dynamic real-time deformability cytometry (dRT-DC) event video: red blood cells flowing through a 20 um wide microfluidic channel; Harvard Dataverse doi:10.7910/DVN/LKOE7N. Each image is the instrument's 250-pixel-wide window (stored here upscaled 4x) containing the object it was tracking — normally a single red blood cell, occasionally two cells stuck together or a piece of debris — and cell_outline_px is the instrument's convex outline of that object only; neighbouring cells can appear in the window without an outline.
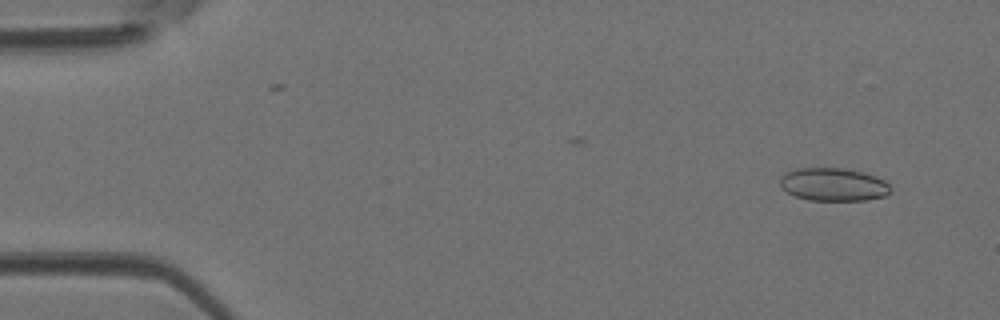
{"species": "Egyptian fruit bat (a non-hibernating species)", "species_latin": "Rousettus aegyptiacus", "temperature_condition": "room temperature", "stored_images_in_passage": 46, "camera_frame_rate_fps": 3000, "um_per_image_px": 0.085, "animal": {"sex": "female"}, "frame": {"image": 1, "passage_image": 3, "time_ms": 0.667, "image_size_px": [1000, 320], "cell_outline_px": [[892, 192], [884, 196], [868, 200], [808, 200], [796, 196], [788, 192], [780, 184], [780, 180], [784, 172], [796, 168], [844, 168], [876, 176], [884, 180], [892, 188]], "centroid_in_image_um": [70.86, 15.68], "position_along_channel_um": 14.1, "area_um2": 21.27}}
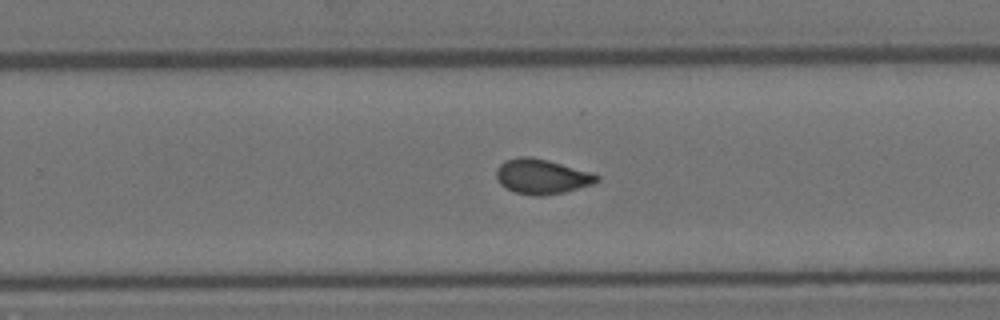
{"frame": {"image": 2, "passage_image": 29, "time_ms": 9.333, "image_size_px": [1000, 320], "cell_outline_px": [[600, 180], [592, 184], [564, 192], [540, 196], [536, 196], [516, 192], [500, 184], [496, 180], [496, 168], [504, 160], [516, 156], [532, 156], [548, 160], [592, 172], [600, 176]], "centroid_in_image_um": [46.04, 14.98], "position_along_channel_um": 283.8, "area_um2": 20.58}}
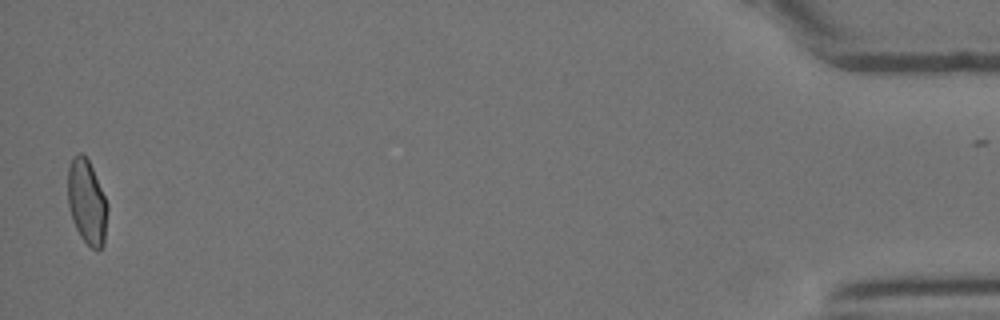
{"frame": {"image": 3, "passage_image": 45, "time_ms": 14.667, "image_size_px": [1000, 320], "cell_outline_px": [[108, 208], [104, 244], [96, 252], [80, 236], [72, 220], [68, 208], [68, 168], [72, 160], [80, 152], [88, 160], [92, 168], [108, 204]], "centroid_in_image_um": [7.39, 17.22], "position_along_channel_um": 427.8, "area_um2": 19.42}}